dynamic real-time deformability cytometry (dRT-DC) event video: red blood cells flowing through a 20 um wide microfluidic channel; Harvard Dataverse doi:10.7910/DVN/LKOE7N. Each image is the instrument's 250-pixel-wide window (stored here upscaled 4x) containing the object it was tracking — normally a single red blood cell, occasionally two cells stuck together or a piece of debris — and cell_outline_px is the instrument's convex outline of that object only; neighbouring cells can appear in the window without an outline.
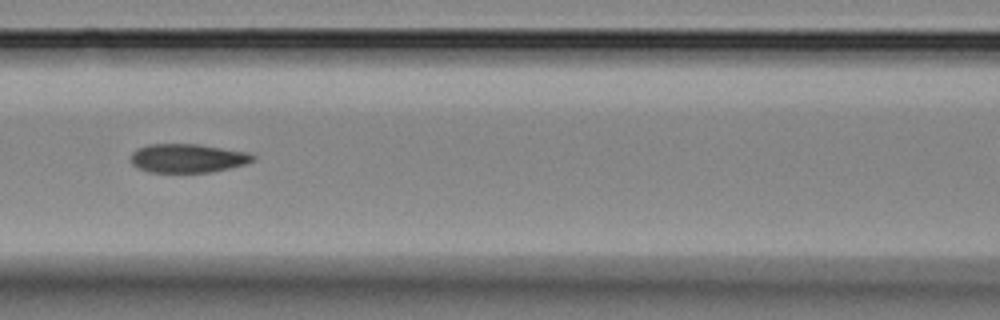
{"species": "Egyptian fruit bat (a non-hibernating species)", "species_latin": "Rousettus aegyptiacus", "temperature_condition": "room temperature", "stored_images_in_passage": 13, "camera_frame_rate_fps": 3000, "um_per_image_px": 0.085, "animal": {"sex": "female"}, "frame": {"image": 1, "passage_image": 8, "time_ms": 8.333, "image_size_px": [1000, 320], "cell_outline_px": [[256, 160], [244, 164], [212, 172], [148, 172], [136, 168], [132, 164], [132, 152], [136, 148], [148, 144], [200, 144], [248, 152], [256, 156]], "centroid_in_image_um": [15.95, 13.44], "position_along_channel_um": 150.7, "area_um2": 20.63}}
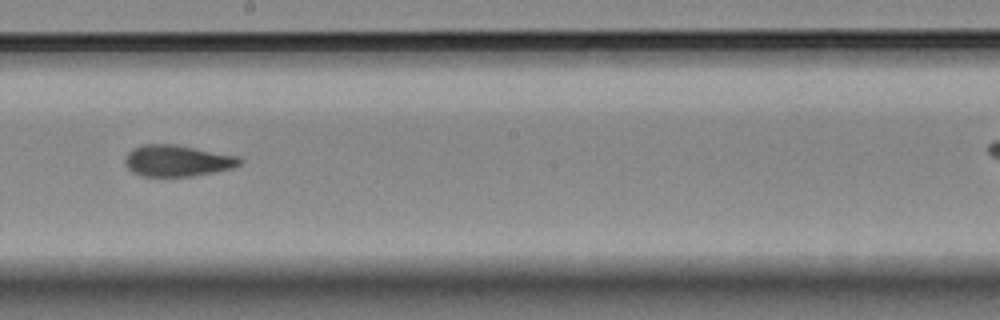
{"frame": {"image": 2, "passage_image": 10, "time_ms": 10.667, "image_size_px": [1000, 320], "cell_outline_px": [[244, 160], [240, 164], [232, 168], [192, 176], [144, 176], [132, 172], [124, 164], [124, 160], [128, 152], [132, 148], [140, 144], [176, 144], [240, 156]], "centroid_in_image_um": [15.06, 13.64], "position_along_channel_um": 233.1, "area_um2": 21.15}}
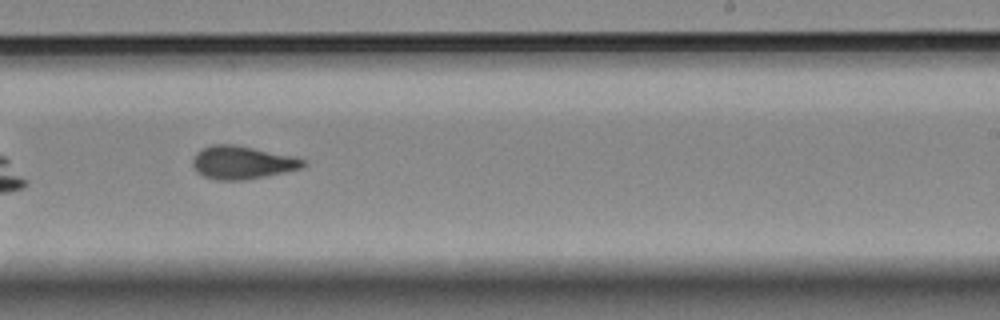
{"frame": {"image": 3, "passage_image": 11, "time_ms": 11.667, "image_size_px": [1000, 320], "cell_outline_px": [[308, 164], [300, 168], [284, 172], [244, 180], [216, 180], [204, 176], [196, 172], [192, 164], [192, 160], [196, 152], [200, 148], [212, 144], [232, 144], [296, 156], [308, 160]], "centroid_in_image_um": [20.59, 13.8], "position_along_channel_um": 268.4, "area_um2": 21.5}}